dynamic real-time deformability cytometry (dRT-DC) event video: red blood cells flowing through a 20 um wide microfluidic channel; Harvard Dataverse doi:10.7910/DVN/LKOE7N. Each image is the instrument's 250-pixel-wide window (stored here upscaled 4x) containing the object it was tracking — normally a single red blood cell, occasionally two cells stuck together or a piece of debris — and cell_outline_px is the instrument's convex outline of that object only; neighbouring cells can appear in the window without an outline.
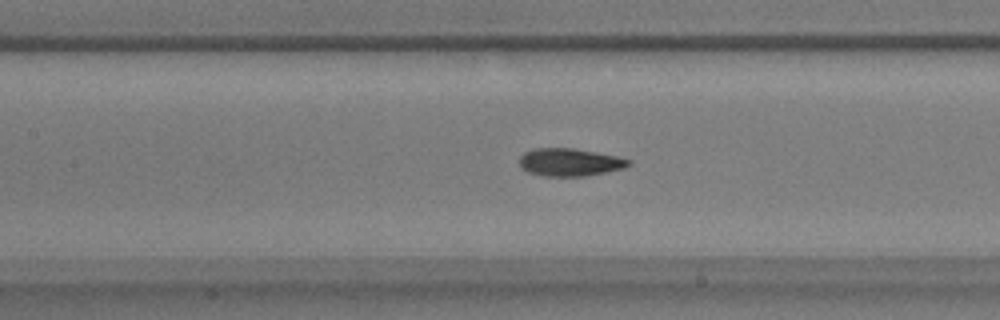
{"species": "common noctule bat (a hibernating species)", "species_latin": "Nyctalus noctula", "temperature_condition": "warm", "stored_images_in_passage": 53, "camera_frame_rate_fps": 3000, "um_per_image_px": 0.085, "animal": {"sex": "male", "body_mass_g": 17.9}, "frame": {"image": 1, "passage_image": 22, "time_ms": 7.0, "image_size_px": [1000, 320], "cell_outline_px": [[632, 164], [624, 168], [584, 176], [544, 176], [528, 172], [520, 168], [520, 156], [524, 152], [532, 148], [572, 148], [616, 156], [632, 160]], "centroid_in_image_um": [48.4, 13.79], "position_along_channel_um": 159.0, "area_um2": 17.63}}
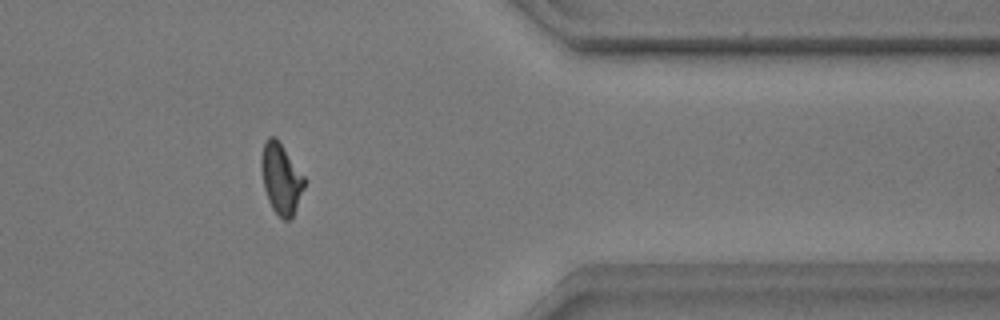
{"frame": {"image": 2, "passage_image": 43, "time_ms": 14.0, "image_size_px": [1000, 320], "cell_outline_px": [[304, 188], [292, 216], [288, 220], [284, 220], [272, 208], [268, 200], [264, 188], [260, 168], [260, 160], [264, 144], [268, 136], [276, 136], [304, 176]], "centroid_in_image_um": [23.86, 15.14], "position_along_channel_um": 387.5, "area_um2": 17.51}}
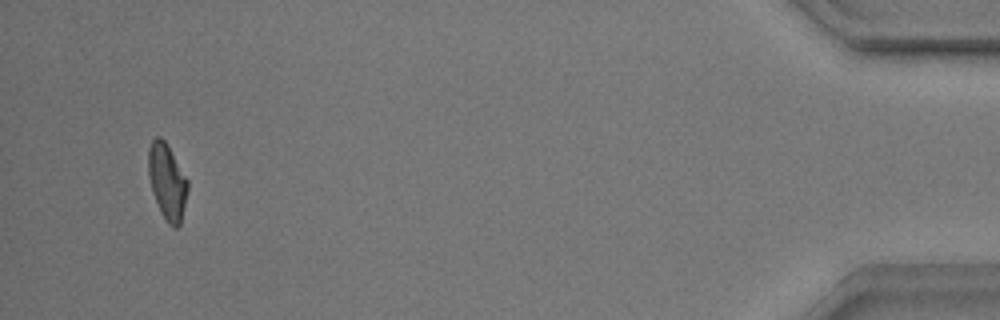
{"frame": {"image": 3, "passage_image": 51, "time_ms": 16.667, "image_size_px": [1000, 320], "cell_outline_px": [[188, 188], [180, 224], [176, 228], [172, 228], [168, 224], [160, 212], [152, 192], [148, 176], [148, 148], [152, 140], [156, 136], [160, 136], [164, 140], [188, 180]], "centroid_in_image_um": [14.18, 15.45], "position_along_channel_um": 421.0, "area_um2": 17.34}, "authors_computed_cell_mechanics": {"area_um2": 17.4556, "velocity_mm_per_s": 3.5443, "shape_relaxation_time_tau1_ms": 5.1028, "shape_relaxation_time_tau2_ms": 2.1264, "deformation_change_tau1": 0.1789, "deformation_change_tau2": 0.0737}}